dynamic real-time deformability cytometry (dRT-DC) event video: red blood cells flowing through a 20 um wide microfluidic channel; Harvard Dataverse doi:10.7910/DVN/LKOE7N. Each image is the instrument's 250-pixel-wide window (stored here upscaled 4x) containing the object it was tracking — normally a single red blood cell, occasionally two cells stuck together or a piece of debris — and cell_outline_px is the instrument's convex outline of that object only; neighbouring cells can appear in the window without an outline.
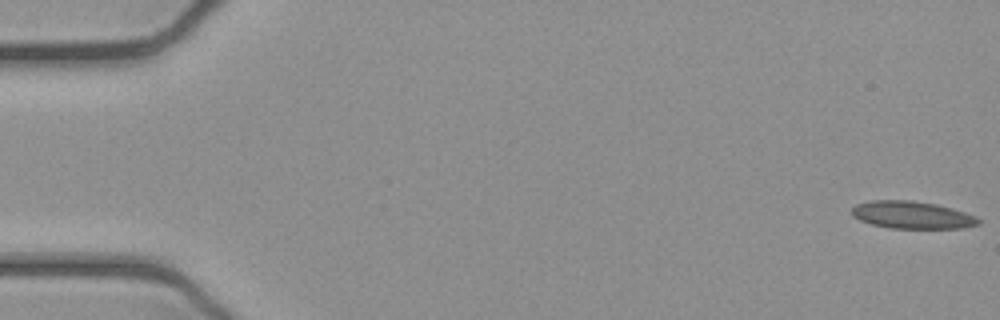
{"species": "common noctule bat (a hibernating species)", "species_latin": "Nyctalus noctula", "temperature_condition": "cold", "stored_images_in_passage": 53, "camera_frame_rate_fps": 3000, "um_per_image_px": 0.085, "animal": {"sex": "female", "body_mass_g": 21.9}, "frame": {"image": 1, "passage_image": 1, "time_ms": 0.0, "image_size_px": [1000, 320], "cell_outline_px": [[980, 224], [964, 228], [892, 228], [872, 224], [860, 220], [852, 216], [852, 208], [856, 204], [872, 200], [912, 200], [936, 204], [952, 208], [976, 216], [980, 220]], "centroid_in_image_um": [77.54, 18.27], "position_along_channel_um": 7.5, "area_um2": 20.23}}
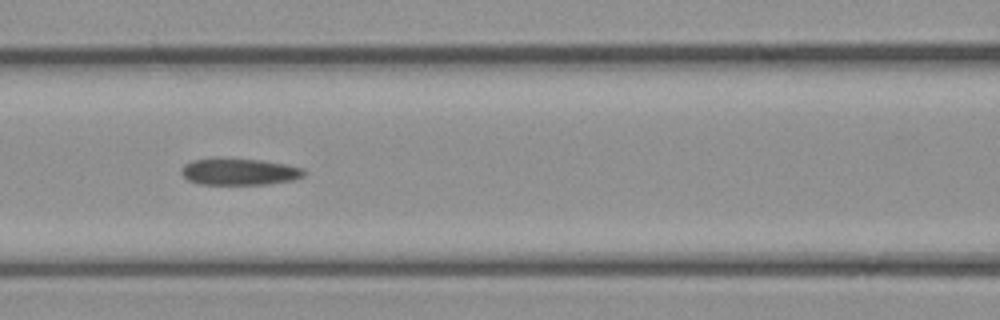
{"frame": {"image": 2, "passage_image": 23, "time_ms": 7.333, "image_size_px": [1000, 320], "cell_outline_px": [[308, 172], [304, 176], [296, 180], [268, 184], [200, 184], [188, 180], [180, 172], [180, 168], [184, 164], [192, 160], [264, 160], [288, 164], [304, 168]], "centroid_in_image_um": [20.44, 14.62], "position_along_channel_um": 146.2, "area_um2": 18.9}}
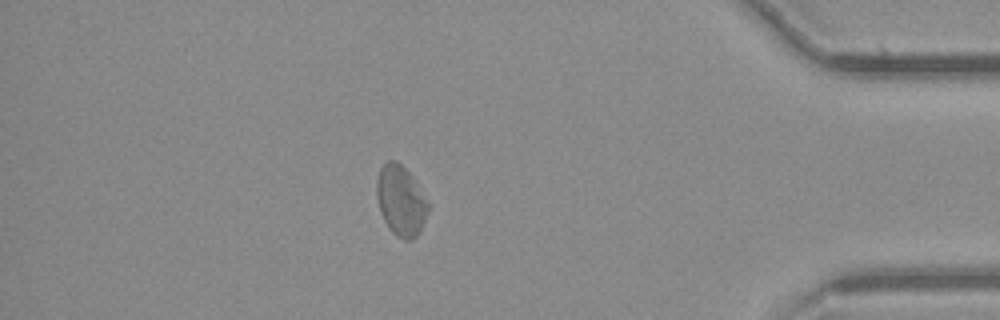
{"frame": {"image": 3, "passage_image": 46, "time_ms": 15.0, "image_size_px": [1000, 320], "cell_outline_px": [[428, 212], [420, 232], [412, 240], [404, 240], [396, 236], [388, 228], [380, 212], [376, 196], [376, 180], [380, 168], [388, 160], [396, 160], [412, 176], [428, 204]], "centroid_in_image_um": [34.04, 17.08], "position_along_channel_um": 401.2, "area_um2": 20.98}}